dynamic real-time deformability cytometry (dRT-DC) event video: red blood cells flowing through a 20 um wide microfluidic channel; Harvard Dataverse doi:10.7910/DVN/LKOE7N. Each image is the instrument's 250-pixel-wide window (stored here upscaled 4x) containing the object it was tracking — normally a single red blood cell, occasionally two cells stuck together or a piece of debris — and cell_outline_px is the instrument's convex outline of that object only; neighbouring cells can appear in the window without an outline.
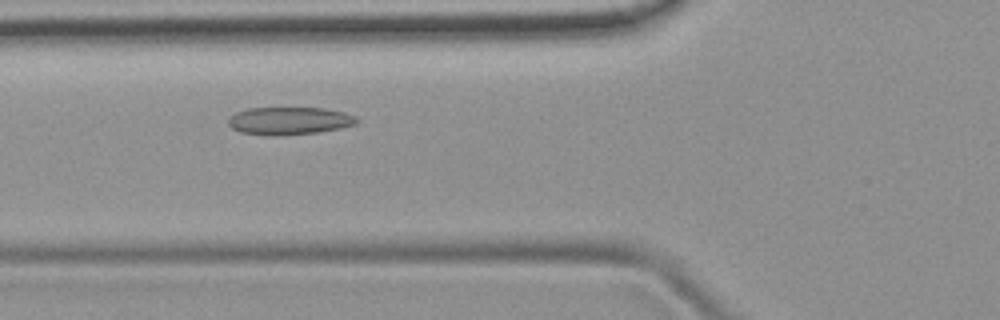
{"species": "common noctule bat (a hibernating species)", "species_latin": "Nyctalus noctula", "temperature_condition": "room temperature", "stored_images_in_passage": 41, "camera_frame_rate_fps": 3000, "um_per_image_px": 0.085, "animal": {"sex": "female", "body_mass_g": 19.9}, "frame": {"image": 1, "passage_image": 10, "time_ms": 3.0, "image_size_px": [1000, 320], "cell_outline_px": [[360, 120], [356, 124], [340, 128], [316, 132], [276, 136], [272, 136], [240, 132], [232, 128], [228, 124], [228, 120], [236, 112], [248, 108], [324, 108], [344, 112], [356, 116]], "centroid_in_image_um": [24.6, 10.27], "position_along_channel_um": 101.2, "area_um2": 20.69}}
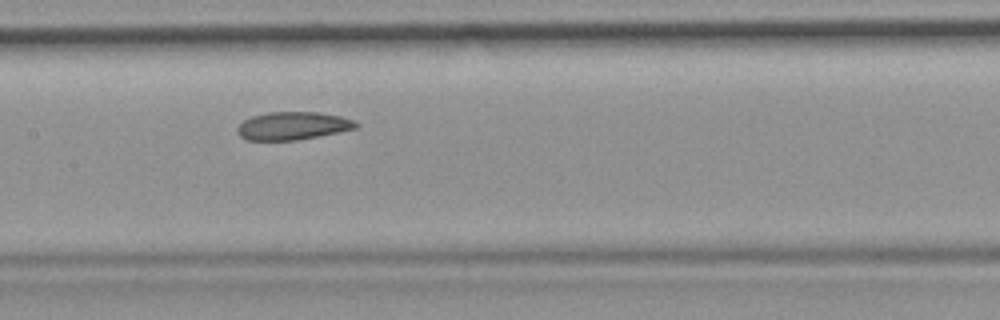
{"frame": {"image": 2, "passage_image": 16, "time_ms": 5.0, "image_size_px": [1000, 320], "cell_outline_px": [[360, 124], [356, 128], [340, 132], [296, 140], [248, 140], [240, 136], [236, 132], [236, 128], [244, 120], [252, 116], [268, 112], [320, 112], [340, 116], [352, 120]], "centroid_in_image_um": [24.88, 10.69], "position_along_channel_um": 182.5, "area_um2": 19.31}}
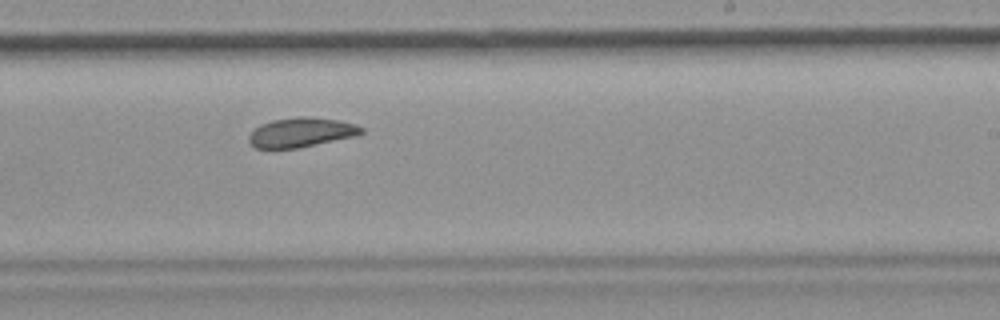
{"frame": {"image": 3, "passage_image": 22, "time_ms": 7.0, "image_size_px": [1000, 320], "cell_outline_px": [[364, 132], [356, 136], [296, 148], [256, 148], [248, 140], [248, 136], [260, 124], [272, 120], [300, 116], [308, 116], [336, 120], [356, 124], [364, 128]], "centroid_in_image_um": [25.62, 11.24], "position_along_channel_um": 263.4, "area_um2": 19.19}}